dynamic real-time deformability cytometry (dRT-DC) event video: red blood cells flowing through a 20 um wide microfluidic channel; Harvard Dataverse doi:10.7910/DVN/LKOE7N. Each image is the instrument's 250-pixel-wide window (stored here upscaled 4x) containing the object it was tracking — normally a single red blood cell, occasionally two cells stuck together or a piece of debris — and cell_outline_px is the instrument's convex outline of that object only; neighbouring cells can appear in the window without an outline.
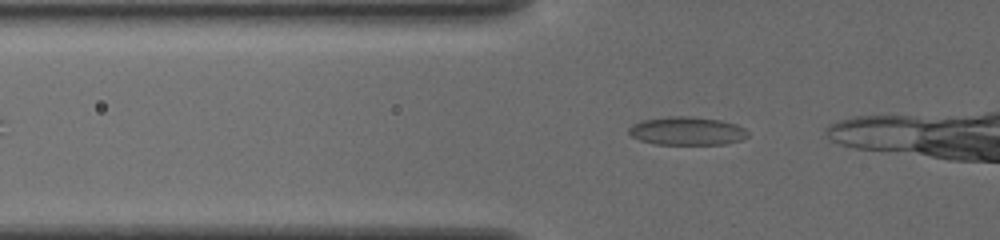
{"species": "common noctule bat (a hibernating species)", "species_latin": "Nyctalus noctula", "temperature_condition": "cold", "stored_images_in_passage": 11, "camera_frame_rate_fps": 3000, "um_per_image_px": 0.085, "animal": {"sex": "female", "body_mass_g": 19.5, "forearm_length_mm": 54.1}, "frame": {"image": 1, "passage_image": 7, "time_ms": 2.0, "image_size_px": [1000, 240], "cell_outline_px": [[748, 136], [740, 140], [724, 144], [656, 144], [640, 140], [632, 136], [628, 132], [628, 128], [632, 124], [640, 120], [668, 116], [692, 116], [720, 120], [736, 124], [744, 128], [748, 132]], "centroid_in_image_um": [58.37, 11.12], "position_along_channel_um": 67.4, "area_um2": 19.71}}